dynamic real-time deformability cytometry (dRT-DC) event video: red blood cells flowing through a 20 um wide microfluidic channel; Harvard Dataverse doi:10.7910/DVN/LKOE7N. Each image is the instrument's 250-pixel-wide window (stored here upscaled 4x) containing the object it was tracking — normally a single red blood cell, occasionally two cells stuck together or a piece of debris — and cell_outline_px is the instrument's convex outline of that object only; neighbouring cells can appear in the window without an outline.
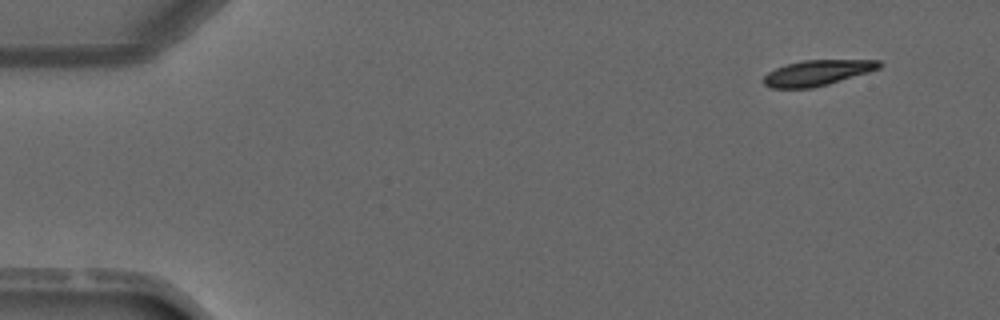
{"species": "common noctule bat (a hibernating species)", "species_latin": "Nyctalus noctula", "temperature_condition": "warm", "stored_images_in_passage": 2, "camera_frame_rate_fps": 3000, "um_per_image_px": 0.085, "animal": {"sex": "male", "forearm_length_mm": 52.5}, "frame": {"image": 1, "passage_image": 2, "time_ms": 2.0, "image_size_px": [1000, 320], "cell_outline_px": [[884, 64], [880, 68], [868, 72], [828, 84], [812, 88], [772, 88], [764, 84], [760, 80], [768, 72], [784, 64], [804, 60], [880, 60]], "centroid_in_image_um": [69.44, 6.18], "position_along_channel_um": 15.6, "area_um2": 17.28}}